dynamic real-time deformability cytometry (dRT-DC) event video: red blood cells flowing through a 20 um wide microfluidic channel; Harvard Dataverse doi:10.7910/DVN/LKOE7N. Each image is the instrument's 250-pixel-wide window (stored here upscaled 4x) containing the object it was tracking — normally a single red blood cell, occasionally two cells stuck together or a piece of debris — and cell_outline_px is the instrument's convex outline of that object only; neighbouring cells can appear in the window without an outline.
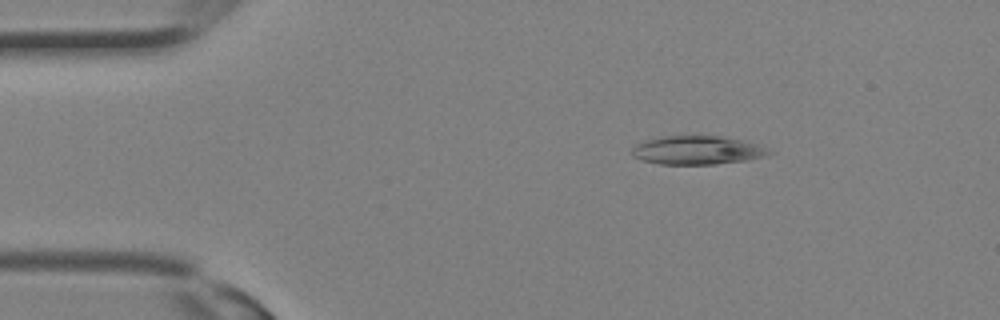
{"species": "Egyptian fruit bat (a non-hibernating species)", "species_latin": "Rousettus aegyptiacus", "temperature_condition": "room temperature", "stored_images_in_passage": 16, "camera_frame_rate_fps": 3000, "um_per_image_px": 0.085, "animal": {"sex": "female"}, "frame": {"image": 1, "passage_image": 4, "time_ms": 1.0, "image_size_px": [1000, 320], "cell_outline_px": [[776, 152], [768, 156], [748, 160], [716, 164], [660, 164], [644, 160], [632, 156], [632, 148], [636, 144], [644, 140], [660, 136], [720, 136], [744, 140], [760, 144]], "centroid_in_image_um": [59.34, 12.76], "position_along_channel_um": 25.7, "area_um2": 23.18}}
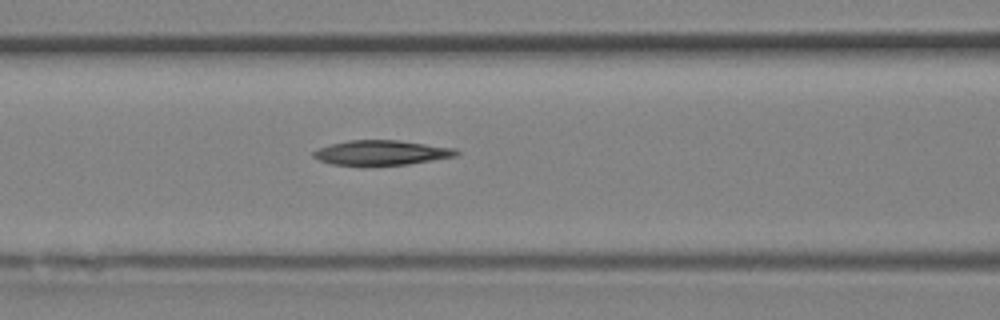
{"frame": {"image": 2, "passage_image": 12, "time_ms": 3.667, "image_size_px": [1000, 320], "cell_outline_px": [[460, 152], [456, 156], [408, 164], [332, 164], [320, 160], [312, 156], [312, 152], [320, 148], [332, 144], [348, 140], [396, 140], [456, 148]], "centroid_in_image_um": [32.45, 12.96], "position_along_channel_um": 134.1, "area_um2": 20.11}}
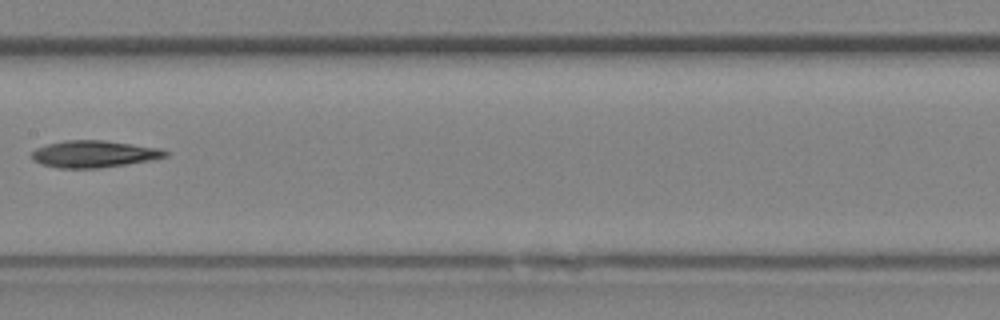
{"frame": {"image": 3, "passage_image": 15, "time_ms": 4.667, "image_size_px": [1000, 320], "cell_outline_px": [[168, 156], [152, 160], [100, 168], [60, 168], [40, 164], [32, 160], [32, 152], [36, 148], [48, 144], [64, 140], [104, 140], [160, 148], [168, 152]], "centroid_in_image_um": [7.98, 13.09], "position_along_channel_um": 199.4, "area_um2": 20.98}}